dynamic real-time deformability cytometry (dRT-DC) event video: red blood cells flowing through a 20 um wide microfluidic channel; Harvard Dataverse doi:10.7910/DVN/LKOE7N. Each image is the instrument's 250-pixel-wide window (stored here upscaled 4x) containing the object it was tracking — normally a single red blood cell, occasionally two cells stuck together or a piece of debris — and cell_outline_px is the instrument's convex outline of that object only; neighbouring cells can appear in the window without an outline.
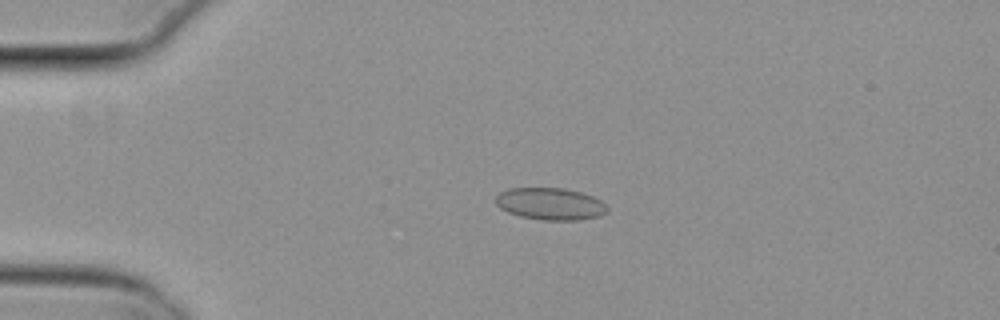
{"species": "common noctule bat (a hibernating species)", "species_latin": "Nyctalus noctula", "temperature_condition": "cold", "stored_images_in_passage": 17, "camera_frame_rate_fps": 3000, "um_per_image_px": 0.085, "animal": {"sex": "female", "body_mass_g": 29.2, "forearm_length_mm": 56.3}, "frame": {"image": 1, "passage_image": 12, "time_ms": 3.667, "image_size_px": [1000, 320], "cell_outline_px": [[608, 212], [600, 216], [580, 220], [544, 220], [520, 216], [508, 212], [500, 208], [496, 204], [496, 196], [500, 192], [508, 188], [564, 188], [580, 192], [592, 196], [600, 200], [608, 208]], "centroid_in_image_um": [46.78, 17.33], "position_along_channel_um": 38.2, "area_um2": 20.87}}